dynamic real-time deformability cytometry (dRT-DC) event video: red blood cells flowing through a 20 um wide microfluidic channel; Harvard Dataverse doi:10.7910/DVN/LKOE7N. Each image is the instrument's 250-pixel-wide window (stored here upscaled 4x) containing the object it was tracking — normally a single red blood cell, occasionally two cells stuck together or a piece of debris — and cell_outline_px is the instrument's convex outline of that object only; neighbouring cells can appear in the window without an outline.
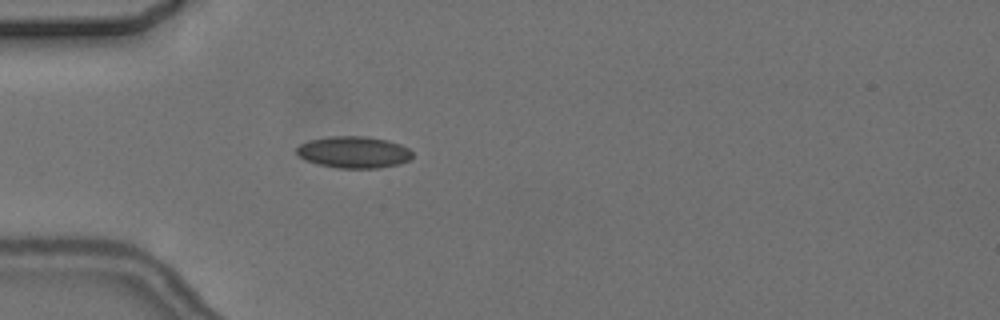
{"species": "common noctule bat (a hibernating species)", "species_latin": "Nyctalus noctula", "temperature_condition": "cold", "stored_images_in_passage": 1, "camera_frame_rate_fps": 3000, "um_per_image_px": 0.085, "animal": {"sex": "female", "body_mass_g": 24.6, "forearm_length_mm": 56.2}, "frame": {"image": 1, "passage_image": 1, "time_ms": 0.0, "image_size_px": [1000, 320], "cell_outline_px": [[412, 156], [408, 160], [400, 164], [380, 168], [340, 168], [320, 164], [304, 160], [296, 152], [296, 148], [300, 144], [308, 140], [328, 136], [364, 136], [388, 140], [400, 144], [408, 148], [412, 152]], "centroid_in_image_um": [30.06, 12.93], "position_along_channel_um": 54.9, "area_um2": 21.44}}